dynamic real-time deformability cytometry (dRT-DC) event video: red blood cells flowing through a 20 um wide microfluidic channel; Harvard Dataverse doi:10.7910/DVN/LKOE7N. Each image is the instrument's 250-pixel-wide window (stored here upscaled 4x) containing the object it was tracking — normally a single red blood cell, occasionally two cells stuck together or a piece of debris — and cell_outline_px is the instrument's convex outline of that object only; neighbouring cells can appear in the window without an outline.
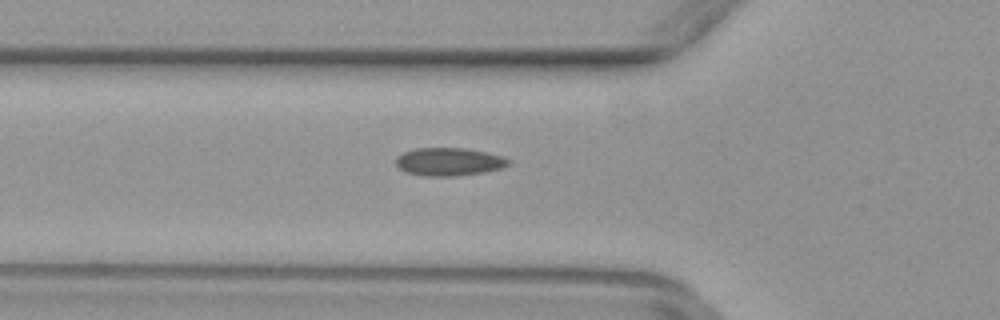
{"species": "common noctule bat (a hibernating species)", "species_latin": "Nyctalus noctula", "temperature_condition": "warm", "stored_images_in_passage": 50, "camera_frame_rate_fps": 3000, "um_per_image_px": 0.085, "animal": {"sex": "female", "body_mass_g": 29.2, "forearm_length_mm": 56.3}, "frame": {"image": 1, "passage_image": 17, "time_ms": 5.333, "image_size_px": [1000, 320], "cell_outline_px": [[508, 164], [500, 168], [484, 172], [456, 176], [424, 176], [404, 172], [396, 164], [396, 156], [404, 152], [416, 148], [464, 148], [488, 152], [500, 156], [508, 160]], "centroid_in_image_um": [38.1, 13.75], "position_along_channel_um": 87.7, "area_um2": 18.26}}
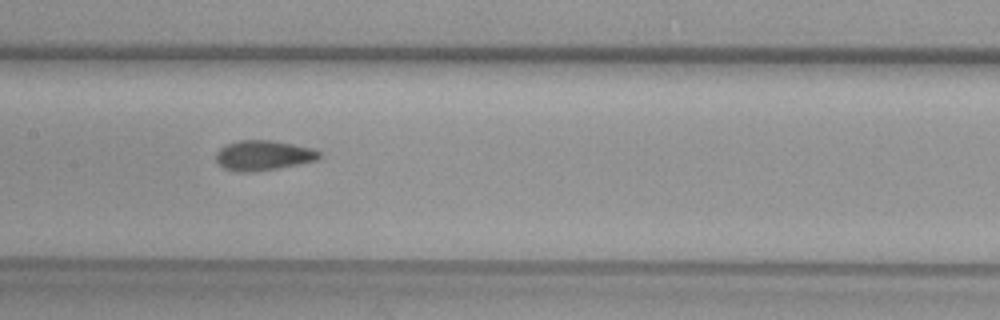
{"frame": {"image": 2, "passage_image": 24, "time_ms": 7.667, "image_size_px": [1000, 320], "cell_outline_px": [[320, 156], [316, 160], [276, 168], [252, 172], [236, 172], [224, 168], [216, 160], [216, 152], [220, 148], [228, 144], [240, 140], [272, 140], [312, 148], [320, 152]], "centroid_in_image_um": [22.35, 13.2], "position_along_channel_um": 185.1, "area_um2": 17.8}}
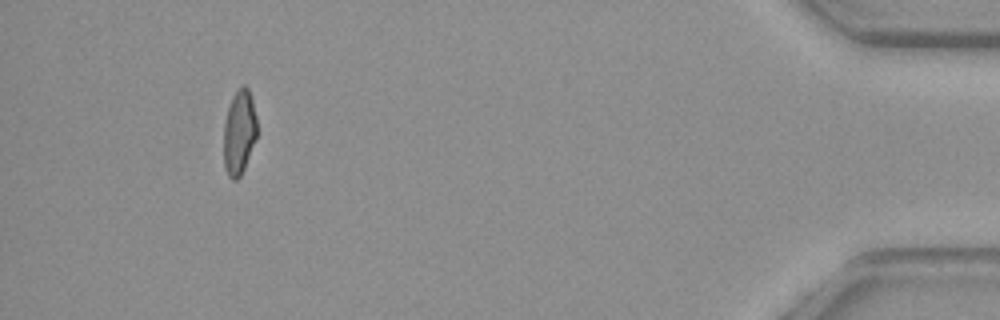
{"frame": {"image": 3, "passage_image": 46, "time_ms": 15.0, "image_size_px": [1000, 320], "cell_outline_px": [[256, 136], [244, 168], [240, 176], [236, 180], [232, 180], [228, 176], [224, 168], [224, 124], [228, 108], [232, 96], [240, 84], [244, 84], [248, 88], [252, 100], [256, 116]], "centroid_in_image_um": [20.31, 11.22], "position_along_channel_um": 414.9, "area_um2": 16.36}}